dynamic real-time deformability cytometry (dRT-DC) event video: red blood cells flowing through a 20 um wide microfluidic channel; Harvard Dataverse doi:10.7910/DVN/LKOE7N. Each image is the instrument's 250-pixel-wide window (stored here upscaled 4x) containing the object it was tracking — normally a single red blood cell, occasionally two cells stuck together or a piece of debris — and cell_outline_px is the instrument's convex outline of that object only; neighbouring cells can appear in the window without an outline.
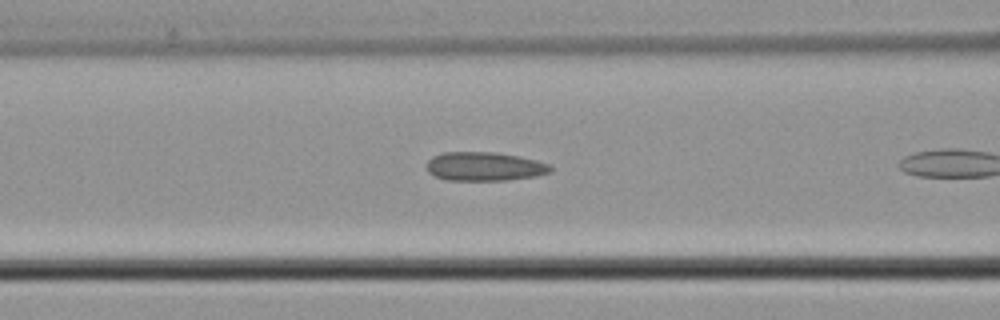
{"species": "common noctule bat (a hibernating species)", "species_latin": "Nyctalus noctula", "temperature_condition": "cold", "stored_images_in_passage": 8, "camera_frame_rate_fps": 3000, "um_per_image_px": 0.085, "animal": {"sex": "male", "body_mass_g": 21.5, "forearm_length_mm": 52.0}, "frame": {"image": 1, "passage_image": 7, "time_ms": 2.0, "image_size_px": [1000, 320], "cell_outline_px": [[552, 172], [536, 176], [508, 180], [444, 180], [428, 172], [428, 160], [432, 156], [444, 152], [496, 152], [520, 156], [536, 160], [548, 164], [552, 168]], "centroid_in_image_um": [41.2, 14.15], "position_along_channel_um": 125.4, "area_um2": 20.87}}